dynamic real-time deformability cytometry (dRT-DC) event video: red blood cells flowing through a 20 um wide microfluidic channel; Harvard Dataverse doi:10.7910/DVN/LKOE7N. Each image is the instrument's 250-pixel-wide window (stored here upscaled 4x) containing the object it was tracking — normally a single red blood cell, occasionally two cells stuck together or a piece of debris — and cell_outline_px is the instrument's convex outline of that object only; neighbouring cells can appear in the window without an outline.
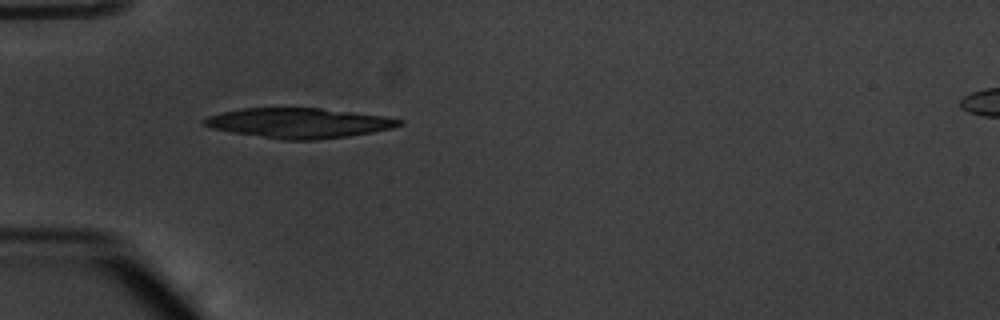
{"species": "common noctule bat (a hibernating species)", "species_latin": "Nyctalus noctula", "temperature_condition": "warm", "stored_images_in_passage": 34, "camera_frame_rate_fps": 3000, "um_per_image_px": 0.085, "animal": {"sex": "male", "body_mass_g": 20.1, "forearm_length_mm": 53.5}, "frame": {"image": 1, "passage_image": 1, "time_ms": 0.0, "image_size_px": [1000, 320], "cell_outline_px": [[404, 124], [392, 128], [372, 132], [348, 136], [316, 140], [280, 140], [232, 132], [212, 128], [200, 124], [200, 120], [208, 116], [220, 112], [240, 108], [320, 108], [384, 116], [404, 120]], "centroid_in_image_um": [25.36, 10.45], "position_along_channel_um": 59.6, "area_um2": 34.28}}